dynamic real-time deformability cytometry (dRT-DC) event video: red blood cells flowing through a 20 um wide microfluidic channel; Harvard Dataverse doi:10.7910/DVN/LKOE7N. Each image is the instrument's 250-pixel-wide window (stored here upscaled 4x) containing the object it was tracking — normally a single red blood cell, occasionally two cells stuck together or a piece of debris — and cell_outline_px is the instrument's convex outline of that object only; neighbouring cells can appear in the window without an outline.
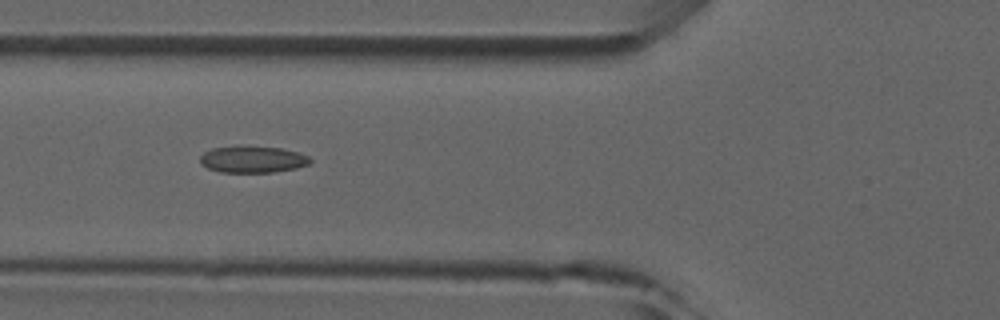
{"species": "common noctule bat (a hibernating species)", "species_latin": "Nyctalus noctula", "temperature_condition": "room temperature", "stored_images_in_passage": 8, "camera_frame_rate_fps": 3000, "um_per_image_px": 0.085, "animal": {"sex": "male", "forearm_length_mm": 52.5}, "frame": {"image": 1, "passage_image": 6, "time_ms": 5.667, "image_size_px": [1000, 320], "cell_outline_px": [[312, 160], [308, 164], [296, 168], [276, 172], [220, 172], [208, 168], [200, 164], [200, 156], [204, 152], [212, 148], [236, 144], [240, 144], [280, 148], [296, 152], [308, 156]], "centroid_in_image_um": [21.42, 13.52], "position_along_channel_um": 104.4, "area_um2": 17.51}}
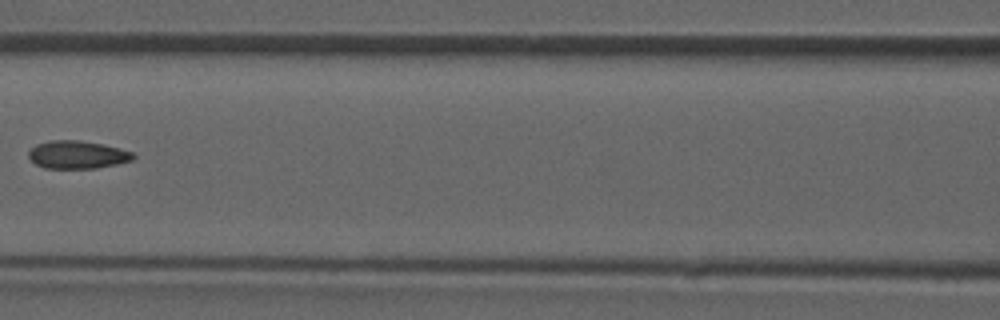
{"frame": {"image": 2, "passage_image": 7, "time_ms": 7.0, "image_size_px": [1000, 320], "cell_outline_px": [[136, 156], [132, 160], [116, 164], [96, 168], [44, 168], [36, 164], [28, 156], [28, 152], [36, 144], [52, 140], [80, 140], [104, 144], [120, 148], [132, 152]], "centroid_in_image_um": [6.58, 13.14], "position_along_channel_um": 160.0, "area_um2": 16.99}}